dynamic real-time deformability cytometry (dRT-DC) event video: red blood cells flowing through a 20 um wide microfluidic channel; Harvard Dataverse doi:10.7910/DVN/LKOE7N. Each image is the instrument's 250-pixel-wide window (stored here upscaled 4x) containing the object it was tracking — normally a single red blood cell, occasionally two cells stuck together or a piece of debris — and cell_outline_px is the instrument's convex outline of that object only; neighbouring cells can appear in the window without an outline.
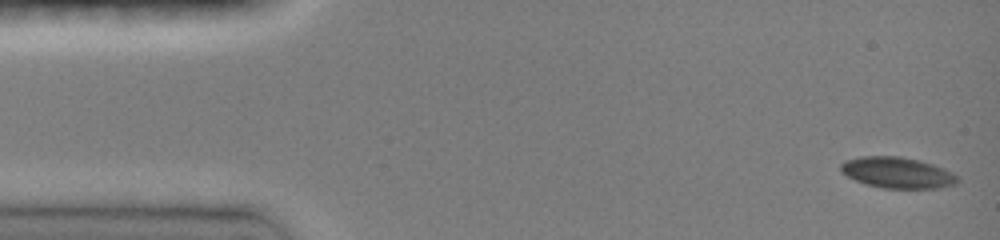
{"species": "common noctule bat (a hibernating species)", "species_latin": "Nyctalus noctula", "temperature_condition": "room temperature", "stored_images_in_passage": 46, "camera_frame_rate_fps": 3000, "um_per_image_px": 0.085, "animal": {"sex": "female", "body_mass_g": 19.0, "forearm_length_mm": 51.5}, "frame": {"image": 1, "passage_image": 1, "time_ms": 0.0, "image_size_px": [1000, 240], "cell_outline_px": [[960, 180], [956, 184], [940, 188], [884, 188], [868, 184], [856, 180], [840, 172], [840, 164], [844, 160], [860, 156], [900, 156], [920, 160], [944, 168], [952, 172]], "centroid_in_image_um": [76.28, 14.66], "position_along_channel_um": 8.7, "area_um2": 21.15}}
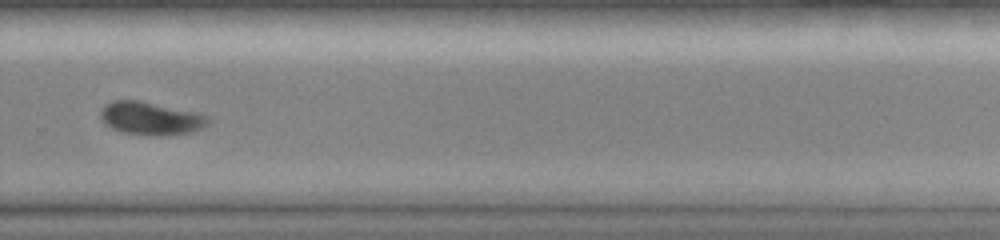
{"frame": {"image": 2, "passage_image": 32, "time_ms": 10.333, "image_size_px": [1000, 240], "cell_outline_px": [[208, 124], [192, 132], [164, 136], [148, 136], [124, 132], [112, 128], [100, 116], [100, 112], [104, 104], [112, 100], [140, 100], [192, 112], [208, 116]], "centroid_in_image_um": [12.78, 10.07], "position_along_channel_um": 317.0, "area_um2": 20.46}}
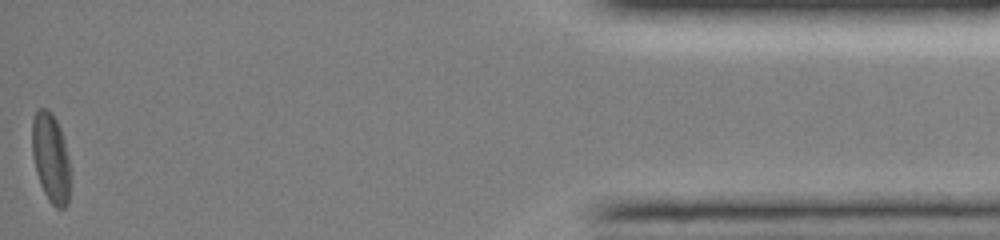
{"frame": {"image": 3, "passage_image": 46, "time_ms": 15.0, "image_size_px": [1000, 240], "cell_outline_px": [[68, 204], [64, 208], [56, 208], [48, 200], [40, 184], [36, 172], [32, 156], [32, 120], [36, 108], [44, 108], [52, 112], [60, 128], [64, 140], [68, 160]], "centroid_in_image_um": [4.27, 13.38], "position_along_channel_um": 430.9, "area_um2": 19.71}, "authors_computed_cell_mechanics": {"area_um2": 20.9236, "velocity_mm_per_s": 4.0834, "shape_relaxation_time_tau1_ms": 3.0422, "shape_relaxation_time_tau2_ms": null, "deformation_change_tau1": 0.1041, "deformation_change_tau2": null}}